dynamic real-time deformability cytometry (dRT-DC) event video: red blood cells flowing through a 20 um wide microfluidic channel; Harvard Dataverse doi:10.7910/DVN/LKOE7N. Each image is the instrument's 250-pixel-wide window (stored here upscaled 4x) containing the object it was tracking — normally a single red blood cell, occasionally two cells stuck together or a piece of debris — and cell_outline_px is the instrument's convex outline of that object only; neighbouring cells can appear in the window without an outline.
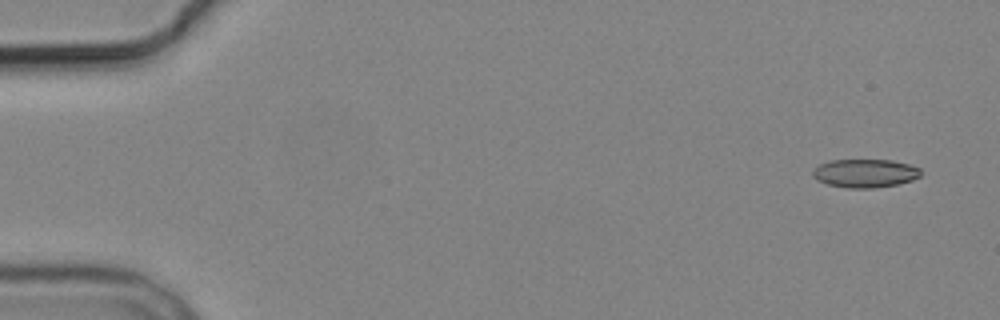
{"species": "common noctule bat (a hibernating species)", "species_latin": "Nyctalus noctula", "temperature_condition": "cold", "stored_images_in_passage": 6, "camera_frame_rate_fps": 3000, "um_per_image_px": 0.085, "animal": {"sex": "male", "body_mass_g": 19.2, "forearm_length_mm": 51.8}, "frame": {"image": 1, "passage_image": 1, "time_ms": 0.0, "image_size_px": [1000, 320], "cell_outline_px": [[920, 176], [912, 180], [896, 184], [872, 188], [848, 188], [828, 184], [816, 180], [812, 176], [812, 172], [820, 164], [828, 160], [892, 160], [908, 164], [920, 168]], "centroid_in_image_um": [73.51, 14.72], "position_along_channel_um": 11.5, "area_um2": 17.8}}
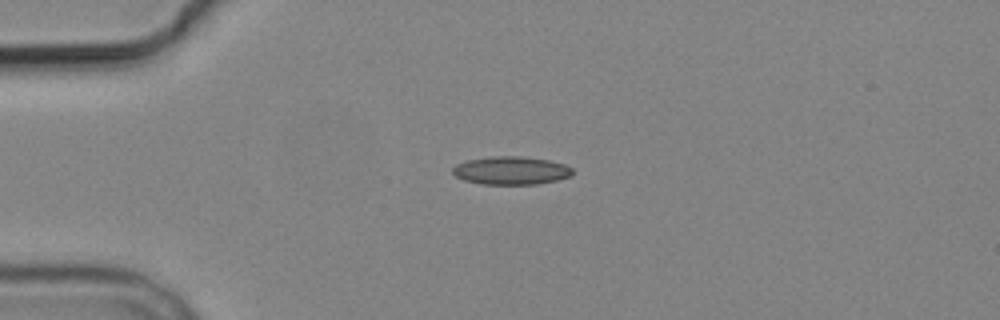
{"frame": {"image": 2, "passage_image": 4, "time_ms": 3.667, "image_size_px": [1000, 320], "cell_outline_px": [[572, 176], [556, 180], [536, 184], [480, 184], [464, 180], [456, 176], [452, 172], [452, 168], [456, 164], [468, 160], [492, 156], [520, 156], [548, 160], [564, 164], [572, 168]], "centroid_in_image_um": [43.43, 14.49], "position_along_channel_um": 41.6, "area_um2": 19.59}}
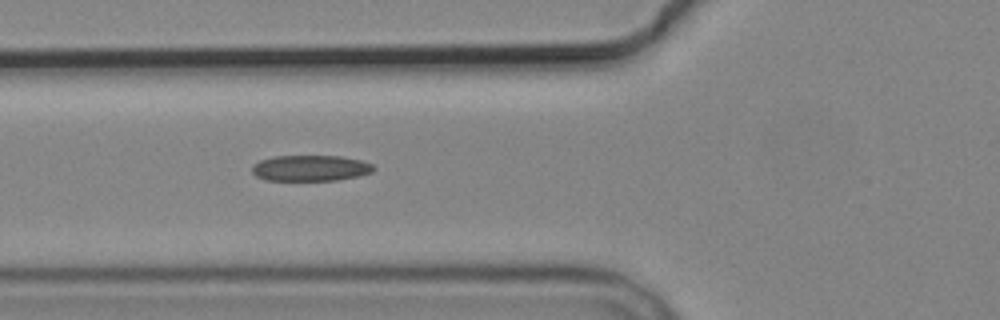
{"frame": {"image": 3, "passage_image": 6, "time_ms": 6.0, "image_size_px": [1000, 320], "cell_outline_px": [[376, 168], [372, 172], [360, 176], [336, 180], [264, 180], [256, 176], [252, 172], [252, 164], [260, 160], [276, 156], [340, 156], [360, 160], [372, 164]], "centroid_in_image_um": [26.39, 14.29], "position_along_channel_um": 99.4, "area_um2": 18.38}}